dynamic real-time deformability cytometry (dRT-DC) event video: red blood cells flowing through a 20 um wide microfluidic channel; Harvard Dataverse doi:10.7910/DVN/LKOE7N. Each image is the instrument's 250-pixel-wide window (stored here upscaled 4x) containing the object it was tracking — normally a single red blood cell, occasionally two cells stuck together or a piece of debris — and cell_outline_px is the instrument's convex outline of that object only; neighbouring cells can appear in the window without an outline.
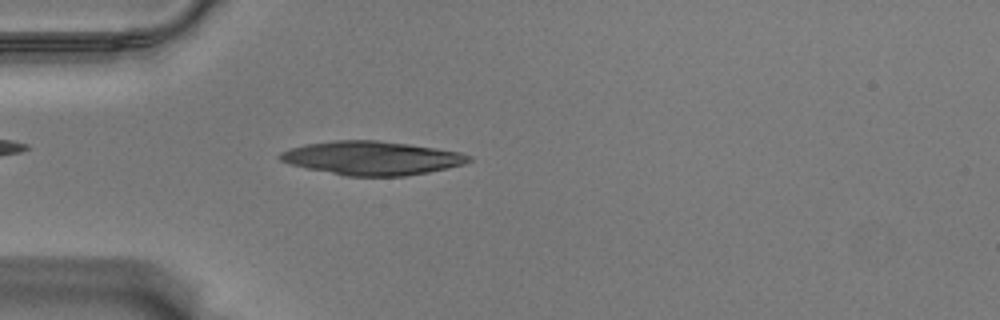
{"species": "Egyptian fruit bat (a non-hibernating species)", "species_latin": "Rousettus aegyptiacus", "temperature_condition": "warm", "stored_images_in_passage": 43, "camera_frame_rate_fps": 3000, "um_per_image_px": 0.085, "animal": {"sex": "male"}, "frame": {"image": 1, "passage_image": 3, "time_ms": 0.667, "image_size_px": [1000, 320], "cell_outline_px": [[472, 160], [464, 164], [448, 168], [428, 172], [404, 176], [348, 176], [308, 168], [292, 164], [280, 160], [276, 156], [280, 152], [304, 144], [336, 140], [376, 140], [408, 144], [436, 148], [460, 152], [472, 156]], "centroid_in_image_um": [31.63, 13.43], "position_along_channel_um": 53.4, "area_um2": 36.88}}